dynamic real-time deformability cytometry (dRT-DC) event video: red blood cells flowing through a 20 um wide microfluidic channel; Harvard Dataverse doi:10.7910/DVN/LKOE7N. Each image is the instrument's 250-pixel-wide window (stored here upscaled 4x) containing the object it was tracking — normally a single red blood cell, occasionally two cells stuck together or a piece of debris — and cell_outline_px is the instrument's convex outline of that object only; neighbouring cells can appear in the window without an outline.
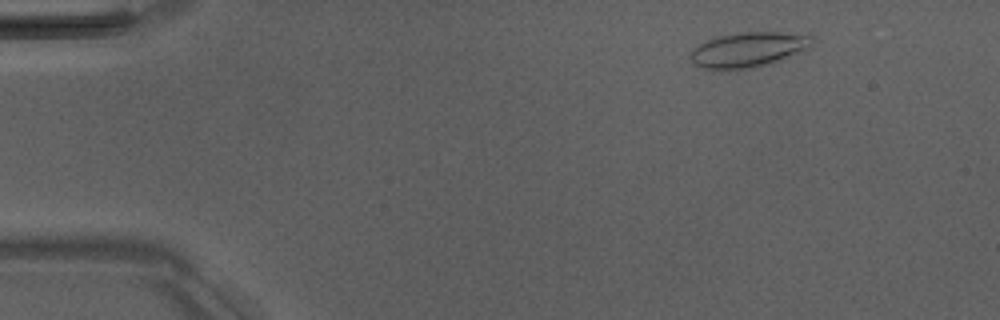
{"species": "Egyptian fruit bat (a non-hibernating species)", "species_latin": "Rousettus aegyptiacus", "temperature_condition": "room temperature", "stored_images_in_passage": 8, "camera_frame_rate_fps": 3000, "um_per_image_px": 0.085, "animal": {"sex": "male"}, "frame": {"image": 1, "passage_image": 2, "time_ms": 1.333, "image_size_px": [1000, 320], "cell_outline_px": [[816, 36], [812, 48], [772, 64], [752, 68], [704, 68], [692, 64], [692, 48], [716, 36], [740, 32], [780, 32]], "centroid_in_image_um": [63.71, 4.2], "position_along_channel_um": 21.3, "area_um2": 24.97}}
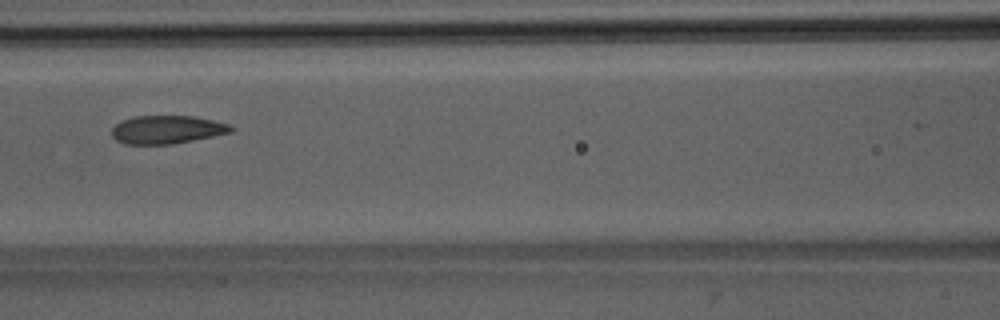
{"frame": {"image": 2, "passage_image": 7, "time_ms": 7.0, "image_size_px": [1000, 320], "cell_outline_px": [[236, 128], [232, 132], [172, 144], [124, 144], [116, 140], [112, 136], [112, 128], [120, 120], [136, 116], [192, 116], [212, 120], [228, 124]], "centroid_in_image_um": [14.17, 11.01], "position_along_channel_um": 152.4, "area_um2": 19.54}}